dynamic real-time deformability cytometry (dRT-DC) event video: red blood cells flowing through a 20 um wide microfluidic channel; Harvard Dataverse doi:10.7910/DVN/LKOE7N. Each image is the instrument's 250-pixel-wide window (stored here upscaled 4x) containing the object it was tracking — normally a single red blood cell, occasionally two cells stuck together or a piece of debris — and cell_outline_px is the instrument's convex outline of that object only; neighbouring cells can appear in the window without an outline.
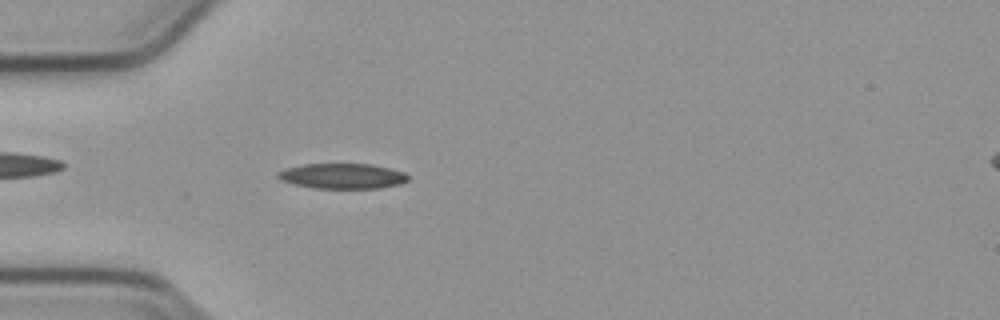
{"species": "common noctule bat (a hibernating species)", "species_latin": "Nyctalus noctula", "temperature_condition": "cold", "stored_images_in_passage": 51, "camera_frame_rate_fps": 3000, "um_per_image_px": 0.085, "animal": {"sex": "male", "body_mass_g": 23.1, "forearm_length_mm": 52.7}, "frame": {"image": 1, "passage_image": 13, "time_ms": 4.0, "image_size_px": [1000, 320], "cell_outline_px": [[408, 180], [400, 184], [380, 188], [316, 188], [296, 184], [280, 180], [276, 176], [276, 172], [284, 168], [304, 164], [372, 164], [404, 172], [408, 176]], "centroid_in_image_um": [29.08, 14.96], "position_along_channel_um": 55.9, "area_um2": 19.13}}
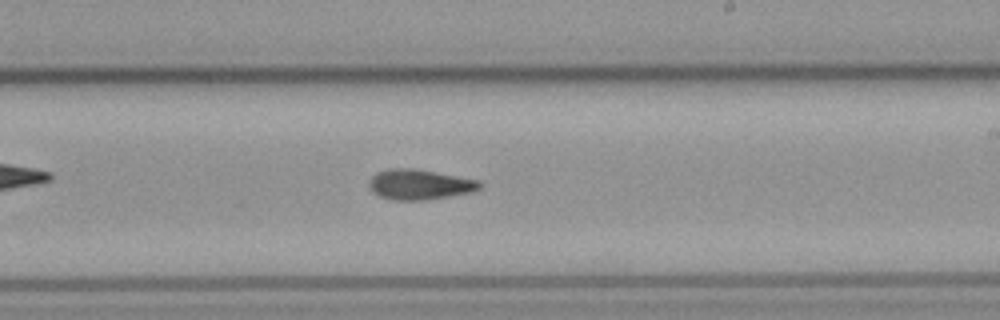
{"frame": {"image": 2, "passage_image": 29, "time_ms": 9.333, "image_size_px": [1000, 320], "cell_outline_px": [[484, 184], [480, 188], [472, 192], [428, 200], [392, 200], [380, 196], [372, 192], [368, 188], [368, 180], [376, 172], [388, 168], [412, 168], [436, 172], [480, 180]], "centroid_in_image_um": [35.65, 15.68], "position_along_channel_um": 253.4, "area_um2": 19.83}}
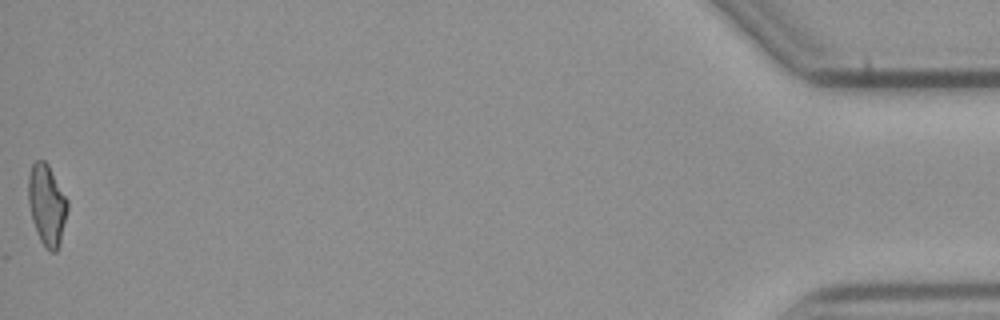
{"frame": {"image": 3, "passage_image": 51, "time_ms": 16.667, "image_size_px": [1000, 320], "cell_outline_px": [[68, 208], [60, 244], [56, 252], [48, 252], [44, 248], [40, 240], [32, 220], [28, 204], [28, 176], [32, 164], [36, 160], [44, 160], [48, 164], [68, 200]], "centroid_in_image_um": [3.98, 17.43], "position_along_channel_um": 431.2, "area_um2": 18.67}, "authors_computed_cell_mechanics": {"area_um2": 18.9006, "velocity_mm_per_s": 3.8132, "shape_relaxation_time_tau1_ms": 8.4627, "shape_relaxation_time_tau2_ms": 3.516, "deformation_change_tau1": 0.2113, "deformation_change_tau2": 0.1028}}